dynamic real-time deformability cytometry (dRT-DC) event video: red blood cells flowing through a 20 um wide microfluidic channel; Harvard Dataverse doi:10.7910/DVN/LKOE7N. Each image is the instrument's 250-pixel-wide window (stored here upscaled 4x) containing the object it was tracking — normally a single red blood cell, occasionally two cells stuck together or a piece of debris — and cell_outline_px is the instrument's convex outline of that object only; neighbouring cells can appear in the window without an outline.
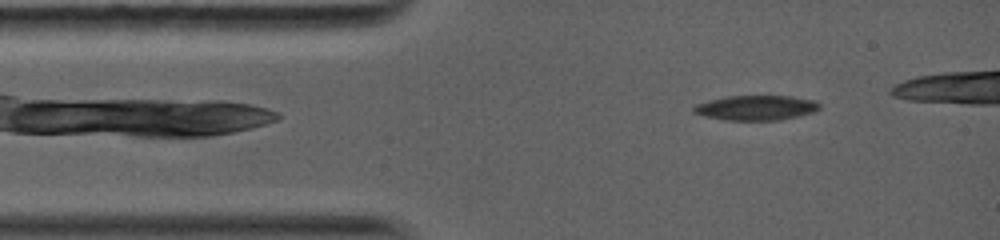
{"species": "common noctule bat (a hibernating species)", "species_latin": "Nyctalus noctula", "temperature_condition": "warm", "stored_images_in_passage": 31, "camera_frame_rate_fps": 5000, "um_per_image_px": 0.085, "animal": {"sex": "female", "body_mass_g": 19.0, "forearm_length_mm": 56.7}, "frame": {"image": 1, "passage_image": 4, "time_ms": 1.2, "image_size_px": [1000, 240], "cell_outline_px": [[820, 108], [812, 112], [780, 120], [724, 120], [704, 116], [692, 112], [692, 108], [696, 104], [728, 96], [792, 96], [812, 100], [820, 104]], "centroid_in_image_um": [64.24, 9.16], "position_along_channel_um": 20.8, "area_um2": 18.03}}
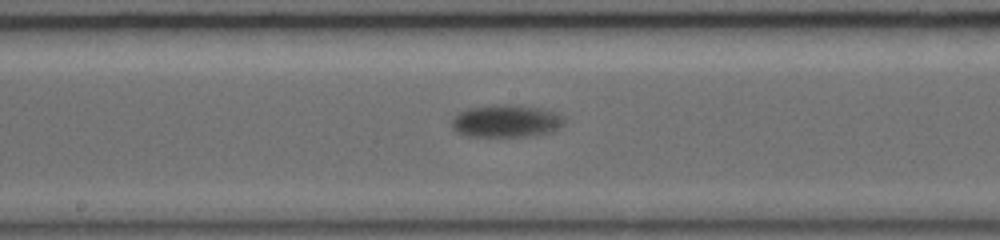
{"frame": {"image": 2, "passage_image": 18, "time_ms": 6.8, "image_size_px": [1000, 240], "cell_outline_px": [[564, 124], [560, 128], [552, 132], [532, 136], [468, 136], [456, 132], [452, 128], [452, 120], [460, 112], [468, 108], [496, 104], [504, 104], [540, 108], [560, 112], [564, 116]], "centroid_in_image_um": [43.08, 10.29], "position_along_channel_um": 205.1, "area_um2": 21.5}}
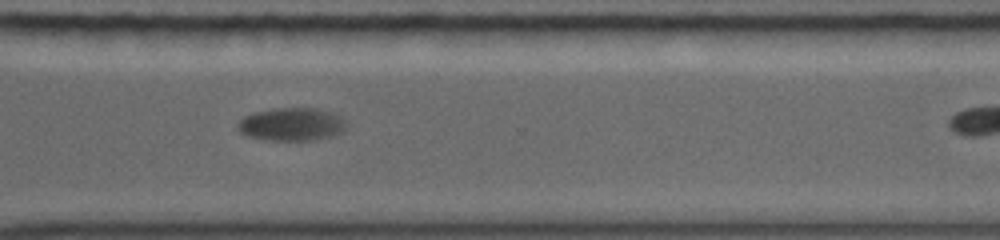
{"frame": {"image": 3, "passage_image": 28, "time_ms": 10.4, "image_size_px": [1000, 240], "cell_outline_px": [[348, 120], [344, 128], [340, 132], [332, 136], [312, 140], [272, 140], [248, 136], [240, 132], [236, 128], [240, 120], [244, 116], [252, 112], [272, 108], [316, 108], [332, 112]], "centroid_in_image_um": [24.78, 10.55], "position_along_channel_um": 345.8, "area_um2": 20.98}}